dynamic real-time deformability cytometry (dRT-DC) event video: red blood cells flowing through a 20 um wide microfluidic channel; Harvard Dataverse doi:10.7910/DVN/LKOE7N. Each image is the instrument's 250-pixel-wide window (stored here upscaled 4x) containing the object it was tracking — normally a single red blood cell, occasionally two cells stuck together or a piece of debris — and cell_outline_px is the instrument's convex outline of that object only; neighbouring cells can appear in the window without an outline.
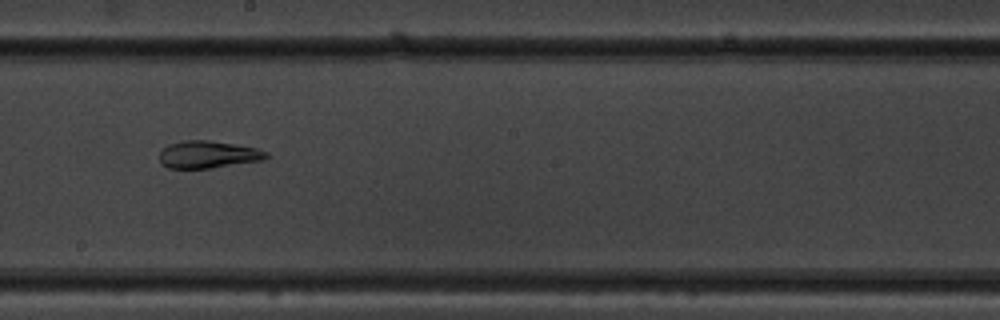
{"species": "common noctule bat (a hibernating species)", "species_latin": "Nyctalus noctula", "temperature_condition": "warm", "stored_images_in_passage": 9, "camera_frame_rate_fps": 3000, "um_per_image_px": 0.085, "animal": {"sex": "male", "body_mass_g": 19.5, "forearm_length_mm": 54.6}, "frame": {"image": 1, "passage_image": 8, "time_ms": 2.333, "image_size_px": [1000, 320], "cell_outline_px": [[268, 156], [264, 160], [208, 168], [168, 168], [160, 164], [160, 152], [168, 144], [184, 140], [208, 140], [256, 148], [268, 152]], "centroid_in_image_um": [17.66, 13.13], "position_along_channel_um": 230.5, "area_um2": 16.88}}